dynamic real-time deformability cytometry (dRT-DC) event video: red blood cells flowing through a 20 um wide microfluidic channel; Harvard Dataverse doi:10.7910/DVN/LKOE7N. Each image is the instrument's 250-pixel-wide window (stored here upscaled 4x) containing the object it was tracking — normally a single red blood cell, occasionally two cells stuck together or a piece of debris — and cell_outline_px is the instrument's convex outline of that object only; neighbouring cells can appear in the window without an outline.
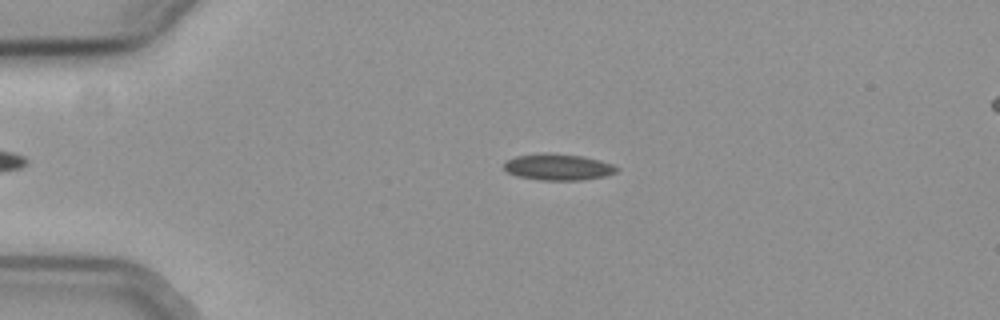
{"species": "common noctule bat (a hibernating species)", "species_latin": "Nyctalus noctula", "temperature_condition": "cold", "stored_images_in_passage": 52, "camera_frame_rate_fps": 3000, "um_per_image_px": 0.085, "animal": {"sex": "female", "body_mass_g": 19.3, "forearm_length_mm": 54.1}, "frame": {"image": 1, "passage_image": 9, "time_ms": 2.667, "image_size_px": [1000, 320], "cell_outline_px": [[620, 168], [616, 172], [604, 176], [584, 180], [540, 180], [516, 176], [508, 172], [504, 168], [504, 164], [508, 160], [516, 156], [544, 152], [580, 156], [600, 160], [612, 164]], "centroid_in_image_um": [47.44, 14.2], "position_along_channel_um": 37.6, "area_um2": 17.28}}
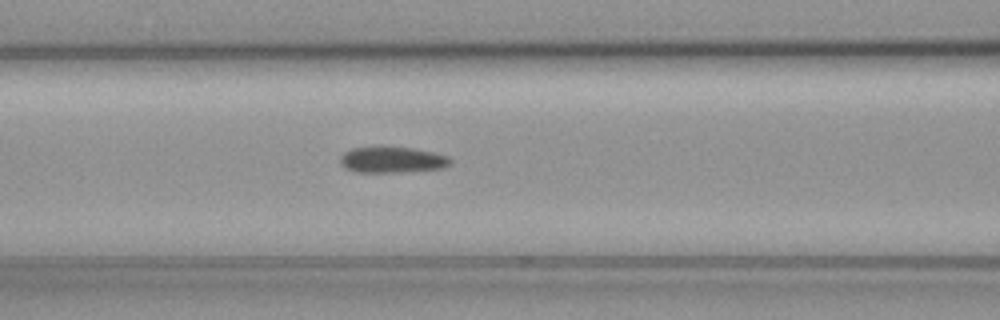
{"frame": {"image": 2, "passage_image": 20, "time_ms": 6.333, "image_size_px": [1000, 320], "cell_outline_px": [[452, 164], [444, 168], [396, 172], [356, 172], [344, 168], [340, 164], [340, 156], [344, 152], [352, 148], [376, 144], [380, 144], [412, 148], [432, 152], [448, 156], [452, 160]], "centroid_in_image_um": [33.28, 13.54], "position_along_channel_um": 133.3, "area_um2": 17.4}}
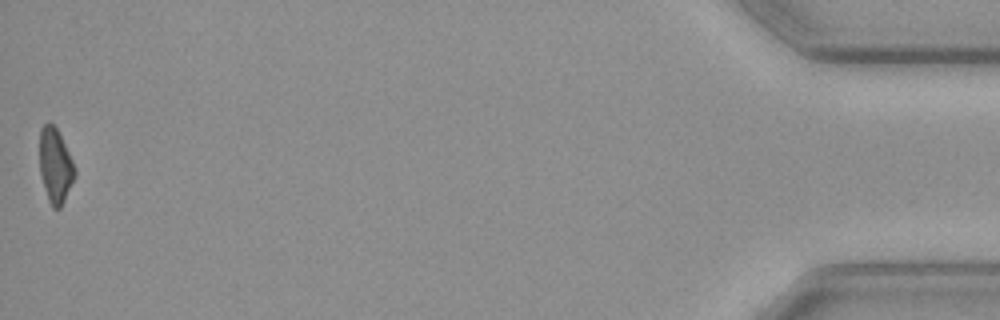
{"frame": {"image": 3, "passage_image": 52, "time_ms": 17.0, "image_size_px": [1000, 320], "cell_outline_px": [[76, 176], [60, 208], [52, 208], [48, 200], [44, 188], [40, 172], [40, 128], [48, 120], [56, 128], [72, 160], [76, 172]], "centroid_in_image_um": [4.69, 14.08], "position_along_channel_um": 430.5, "area_um2": 15.14}}